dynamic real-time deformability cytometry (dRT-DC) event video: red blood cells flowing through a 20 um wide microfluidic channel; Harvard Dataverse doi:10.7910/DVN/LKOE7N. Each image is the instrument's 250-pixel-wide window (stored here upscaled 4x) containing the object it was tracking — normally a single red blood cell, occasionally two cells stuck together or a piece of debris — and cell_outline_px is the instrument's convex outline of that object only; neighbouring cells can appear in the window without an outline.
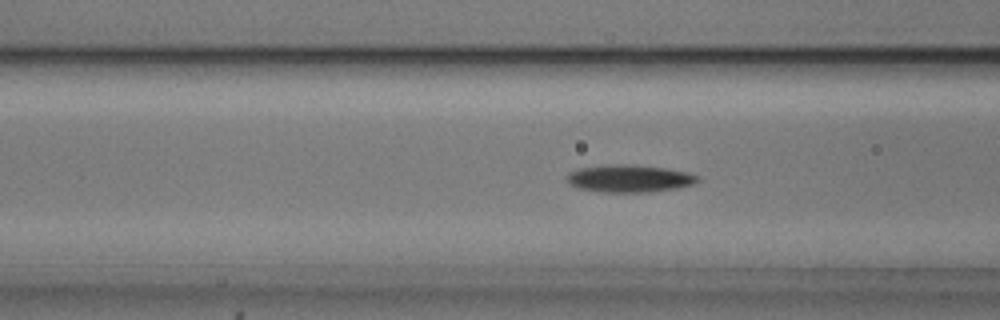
{"species": "common noctule bat (a hibernating species)", "species_latin": "Nyctalus noctula", "temperature_condition": "cold", "stored_images_in_passage": 34, "camera_frame_rate_fps": 3000, "um_per_image_px": 0.085, "animal": {"sex": "male", "body_mass_g": 20.5, "forearm_length_mm": 52.5}, "frame": {"image": 1, "passage_image": 5, "time_ms": 1.333, "image_size_px": [1000, 320], "cell_outline_px": [[700, 180], [692, 184], [676, 188], [648, 192], [604, 192], [580, 188], [568, 184], [564, 176], [568, 172], [580, 168], [604, 164], [632, 164], [668, 168], [688, 172], [700, 176]], "centroid_in_image_um": [53.47, 15.15], "position_along_channel_um": 113.1, "area_um2": 21.21}}
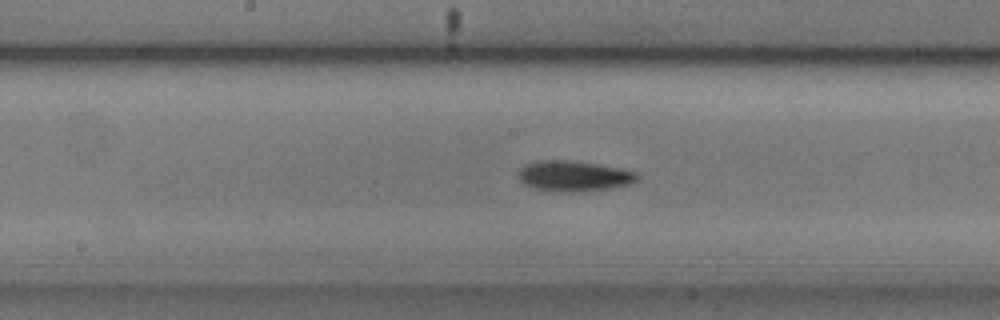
{"frame": {"image": 2, "passage_image": 12, "time_ms": 3.667, "image_size_px": [1000, 320], "cell_outline_px": [[640, 180], [628, 184], [608, 188], [580, 192], [556, 192], [532, 188], [524, 184], [520, 180], [520, 168], [524, 164], [536, 160], [568, 160], [596, 164], [620, 168], [636, 172], [640, 176]], "centroid_in_image_um": [48.77, 14.96], "position_along_channel_um": 199.4, "area_um2": 21.27}}
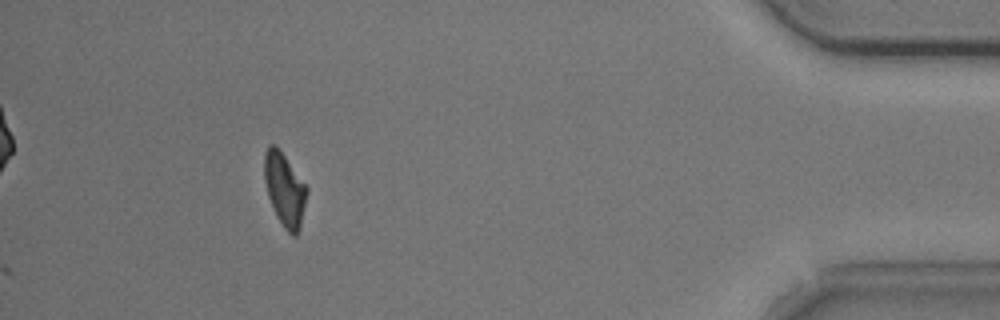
{"frame": {"image": 3, "passage_image": 34, "time_ms": 11.0, "image_size_px": [1000, 320], "cell_outline_px": [[308, 192], [300, 228], [296, 236], [292, 236], [284, 228], [276, 216], [268, 196], [264, 180], [264, 152], [268, 144], [276, 144], [308, 188]], "centroid_in_image_um": [24.18, 16.1], "position_along_channel_um": 411.0, "area_um2": 18.26}, "authors_computed_cell_mechanics": {"area_um2": 19.7387, "velocity_mm_per_s": 3.6818, "shape_relaxation_time_tau1_ms": 2.5745, "shape_relaxation_time_tau2_ms": null, "deformation_change_tau1": 0.128, "deformation_change_tau2": null}}